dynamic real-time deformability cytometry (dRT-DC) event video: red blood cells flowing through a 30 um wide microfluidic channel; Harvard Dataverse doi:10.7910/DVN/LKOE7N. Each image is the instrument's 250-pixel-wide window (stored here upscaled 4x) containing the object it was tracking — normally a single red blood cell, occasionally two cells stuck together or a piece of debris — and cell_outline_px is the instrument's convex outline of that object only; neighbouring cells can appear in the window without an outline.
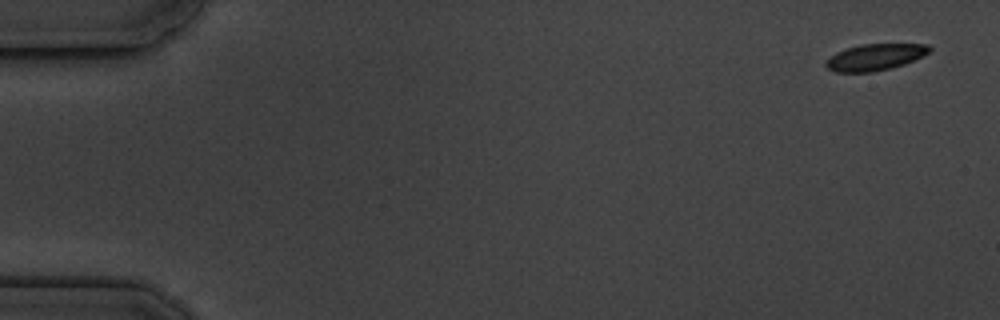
{"species": "common noctule bat (a hibernating species)", "species_latin": "Nyctalus noctula", "temperature_condition": "cold", "stored_images_in_passage": 4, "camera_frame_rate_fps": 3000, "um_per_image_px": 0.085, "animal": {"sex": "male", "body_mass_g": 19.5, "forearm_length_mm": 54.6}, "frame": {"image": 1, "passage_image": 1, "time_ms": 0.0, "image_size_px": [1000, 320], "cell_outline_px": [[932, 48], [924, 56], [904, 64], [892, 68], [872, 72], [836, 72], [828, 68], [824, 64], [836, 52], [860, 44], [928, 44]], "centroid_in_image_um": [74.41, 4.85], "position_along_channel_um": 10.6, "area_um2": 15.9}}
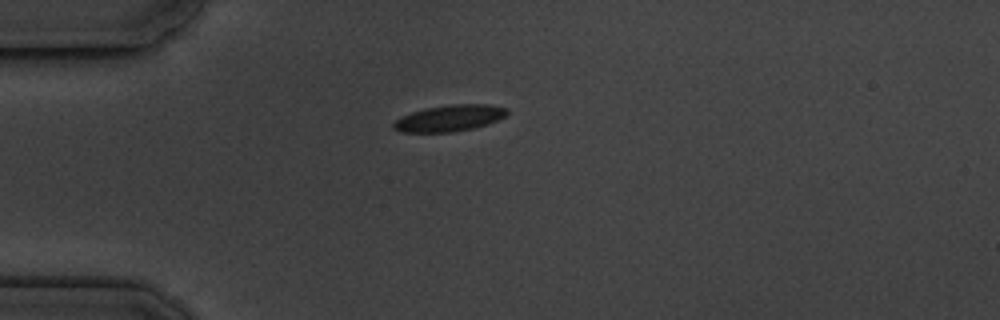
{"frame": {"image": 2, "passage_image": 4, "time_ms": 4.333, "image_size_px": [1000, 320], "cell_outline_px": [[508, 112], [504, 116], [488, 124], [472, 128], [452, 132], [400, 132], [392, 128], [392, 124], [396, 120], [412, 112], [424, 108], [452, 104], [492, 104], [508, 108]], "centroid_in_image_um": [38.21, 10.04], "position_along_channel_um": 46.8, "area_um2": 17.4}}